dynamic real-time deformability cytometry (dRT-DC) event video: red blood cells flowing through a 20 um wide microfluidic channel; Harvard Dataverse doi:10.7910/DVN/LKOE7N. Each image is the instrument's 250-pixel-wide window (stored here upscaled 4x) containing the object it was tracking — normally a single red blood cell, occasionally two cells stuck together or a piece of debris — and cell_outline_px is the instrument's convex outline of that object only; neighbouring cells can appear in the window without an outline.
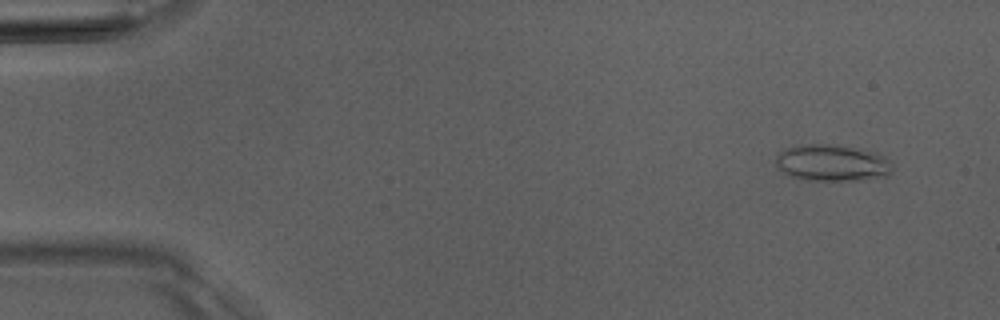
{"species": "Egyptian fruit bat (a non-hibernating species)", "species_latin": "Rousettus aegyptiacus", "temperature_condition": "room temperature", "stored_images_in_passage": 4, "camera_frame_rate_fps": 3000, "um_per_image_px": 0.085, "animal": {"sex": "male"}, "frame": {"image": 1, "passage_image": 1, "time_ms": 0.0, "image_size_px": [1000, 320], "cell_outline_px": [[892, 172], [888, 176], [860, 180], [804, 180], [788, 176], [776, 164], [776, 156], [784, 148], [804, 144], [828, 144], [856, 148], [872, 152], [884, 156], [892, 164]], "centroid_in_image_um": [70.72, 13.85], "position_along_channel_um": 14.3, "area_um2": 24.85}}